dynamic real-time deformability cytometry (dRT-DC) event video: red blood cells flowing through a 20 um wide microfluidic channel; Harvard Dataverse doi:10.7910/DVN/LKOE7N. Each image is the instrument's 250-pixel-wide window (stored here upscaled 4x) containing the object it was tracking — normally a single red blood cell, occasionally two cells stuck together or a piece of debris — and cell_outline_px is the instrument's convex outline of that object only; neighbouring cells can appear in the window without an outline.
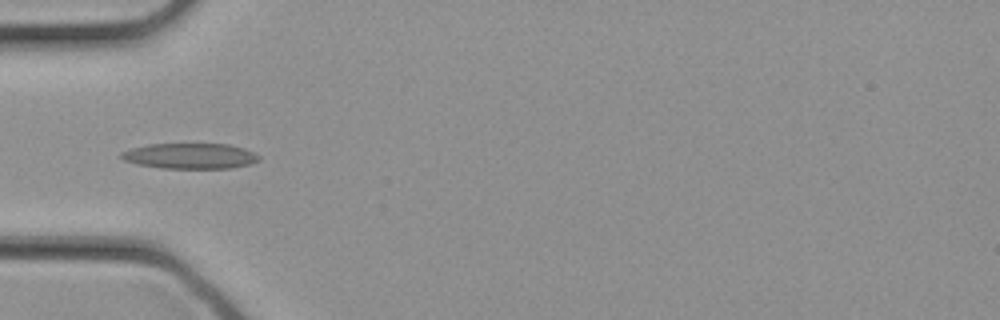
{"species": "common noctule bat (a hibernating species)", "species_latin": "Nyctalus noctula", "temperature_condition": "cold", "stored_images_in_passage": 27, "camera_frame_rate_fps": 3000, "um_per_image_px": 0.085, "animal": {"sex": "female", "body_mass_g": 21.9}, "frame": {"image": 1, "passage_image": 5, "time_ms": 1.333, "image_size_px": [1000, 320], "cell_outline_px": [[260, 160], [252, 164], [232, 168], [160, 168], [140, 164], [124, 160], [120, 156], [120, 152], [132, 148], [148, 144], [228, 144], [244, 148], [256, 152], [260, 156]], "centroid_in_image_um": [16.22, 13.25], "position_along_channel_um": 68.8, "area_um2": 20.58}}